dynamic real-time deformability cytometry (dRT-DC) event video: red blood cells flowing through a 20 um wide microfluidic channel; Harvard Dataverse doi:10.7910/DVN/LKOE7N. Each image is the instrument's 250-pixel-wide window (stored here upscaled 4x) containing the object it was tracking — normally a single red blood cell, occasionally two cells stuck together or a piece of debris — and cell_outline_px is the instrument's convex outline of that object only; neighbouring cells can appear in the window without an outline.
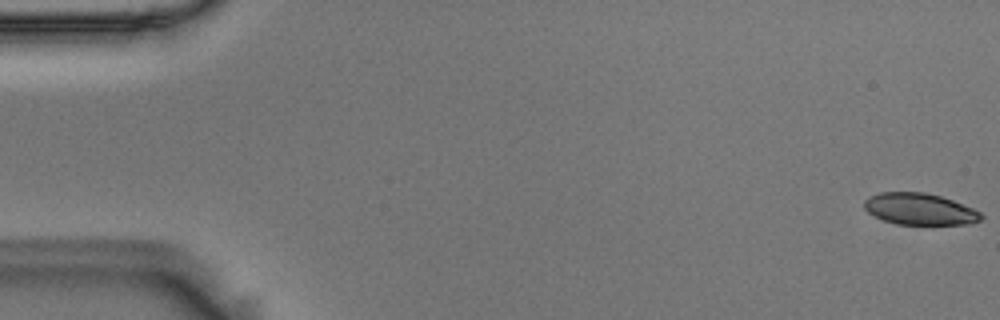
{"species": "Egyptian fruit bat (a non-hibernating species)", "species_latin": "Rousettus aegyptiacus", "temperature_condition": "room temperature", "stored_images_in_passage": 56, "camera_frame_rate_fps": 3000, "um_per_image_px": 0.085, "animal": {"sex": "male"}, "frame": {"image": 1, "passage_image": 1, "time_ms": 0.0, "image_size_px": [1000, 320], "cell_outline_px": [[984, 216], [980, 220], [972, 224], [896, 224], [884, 220], [868, 212], [864, 208], [864, 200], [868, 196], [880, 192], [924, 192], [940, 196], [952, 200], [972, 208], [980, 212]], "centroid_in_image_um": [78.16, 17.76], "position_along_channel_um": 6.8, "area_um2": 21.44}}
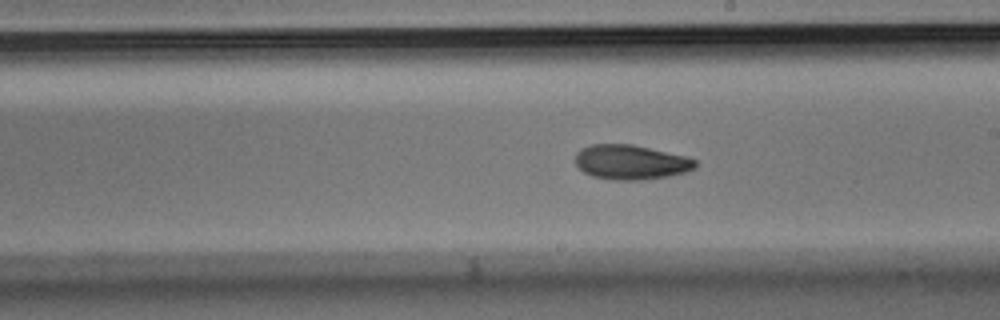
{"frame": {"image": 2, "passage_image": 32, "time_ms": 10.333, "image_size_px": [1000, 320], "cell_outline_px": [[696, 168], [684, 172], [668, 176], [648, 180], [616, 180], [592, 176], [584, 172], [576, 164], [576, 152], [580, 148], [592, 144], [632, 144], [688, 156], [696, 160]], "centroid_in_image_um": [53.64, 13.78], "position_along_channel_um": 235.4, "area_um2": 24.39}}
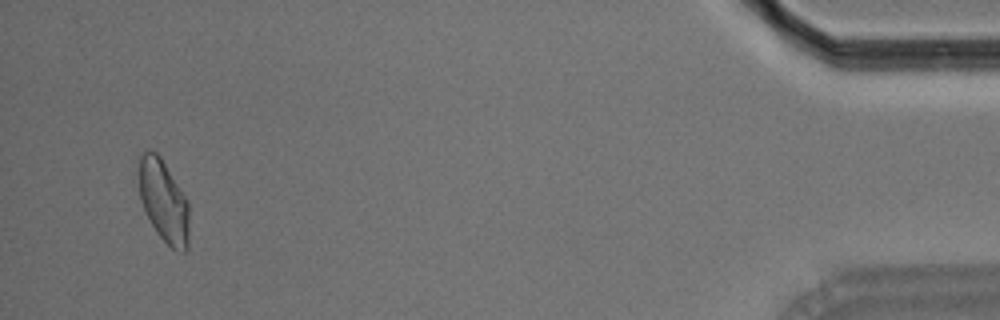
{"frame": {"image": 3, "passage_image": 54, "time_ms": 17.667, "image_size_px": [1000, 320], "cell_outline_px": [[188, 248], [184, 252], [176, 252], [156, 232], [140, 200], [140, 152], [148, 148], [156, 152], [160, 156], [188, 200]], "centroid_in_image_um": [13.92, 17.08], "position_along_channel_um": 421.3, "area_um2": 23.93}, "authors_computed_cell_mechanics": {"area_um2": 23.7558, "velocity_mm_per_s": 3.6072, "shape_relaxation_time_tau1_ms": 4.7582, "shape_relaxation_time_tau2_ms": 4.8523, "deformation_change_tau1": 0.1371, "deformation_change_tau2": 0.1108}}